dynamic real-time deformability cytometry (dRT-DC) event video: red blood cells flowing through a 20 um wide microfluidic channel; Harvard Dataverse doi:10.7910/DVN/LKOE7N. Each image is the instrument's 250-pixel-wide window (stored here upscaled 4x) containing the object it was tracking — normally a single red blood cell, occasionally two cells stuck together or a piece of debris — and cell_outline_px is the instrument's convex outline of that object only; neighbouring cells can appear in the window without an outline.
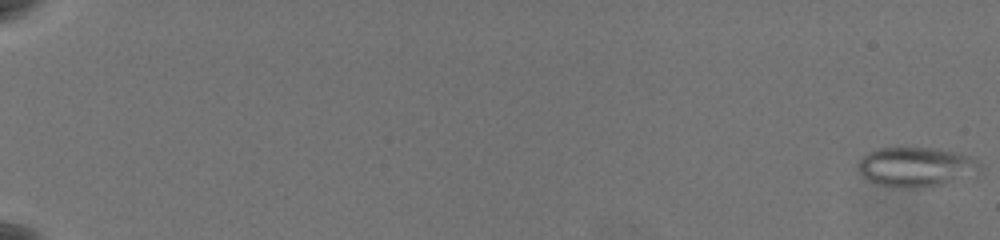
{"species": "common noctule bat (a hibernating species)", "species_latin": "Nyctalus noctula", "temperature_condition": "warm", "stored_images_in_passage": 64, "camera_frame_rate_fps": 3000, "um_per_image_px": 0.085, "animal": {"sex": "female", "body_mass_g": 19.5, "forearm_length_mm": 54.1}, "frame": {"image": 1, "passage_image": 1, "time_ms": 0.0, "image_size_px": [1000, 240], "cell_outline_px": [[976, 180], [920, 188], [908, 188], [876, 184], [860, 176], [856, 164], [868, 152], [876, 148], [936, 148], [960, 152], [976, 156]], "centroid_in_image_um": [77.94, 14.21], "position_along_channel_um": 7.1, "area_um2": 29.13}}
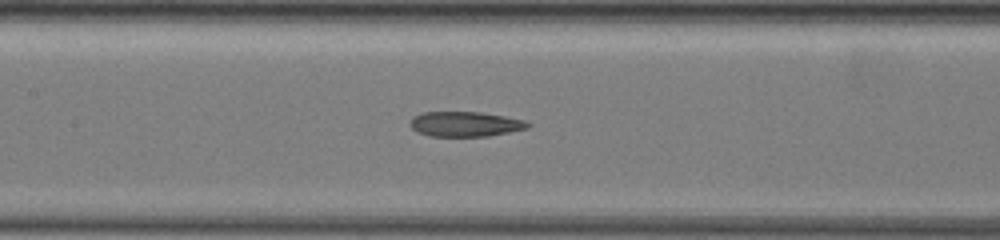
{"frame": {"image": 2, "passage_image": 35, "time_ms": 11.333, "image_size_px": [1000, 240], "cell_outline_px": [[532, 124], [528, 128], [488, 136], [428, 136], [416, 132], [412, 128], [412, 116], [424, 112], [480, 112], [504, 116], [524, 120]], "centroid_in_image_um": [39.54, 10.55], "position_along_channel_um": 167.9, "area_um2": 17.05}}
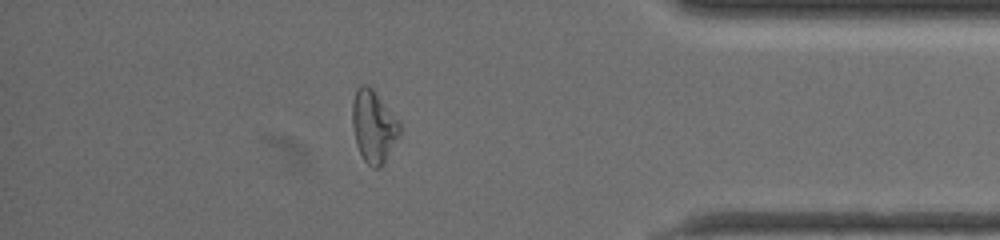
{"frame": {"image": 3, "passage_image": 57, "time_ms": 18.667, "image_size_px": [1000, 240], "cell_outline_px": [[400, 136], [384, 164], [380, 168], [372, 168], [364, 160], [356, 144], [352, 124], [352, 104], [356, 88], [360, 84], [368, 84], [372, 88], [400, 120]], "centroid_in_image_um": [31.77, 10.74], "position_along_channel_um": 403.4, "area_um2": 20.35}, "authors_computed_cell_mechanics": {"area_um2": 20.7791, "velocity_mm_per_s": 3.5275, "shape_relaxation_time_tau1_ms": null, "shape_relaxation_time_tau2_ms": 3.0439, "deformation_change_tau1": null, "deformation_change_tau2": 0.1163}}